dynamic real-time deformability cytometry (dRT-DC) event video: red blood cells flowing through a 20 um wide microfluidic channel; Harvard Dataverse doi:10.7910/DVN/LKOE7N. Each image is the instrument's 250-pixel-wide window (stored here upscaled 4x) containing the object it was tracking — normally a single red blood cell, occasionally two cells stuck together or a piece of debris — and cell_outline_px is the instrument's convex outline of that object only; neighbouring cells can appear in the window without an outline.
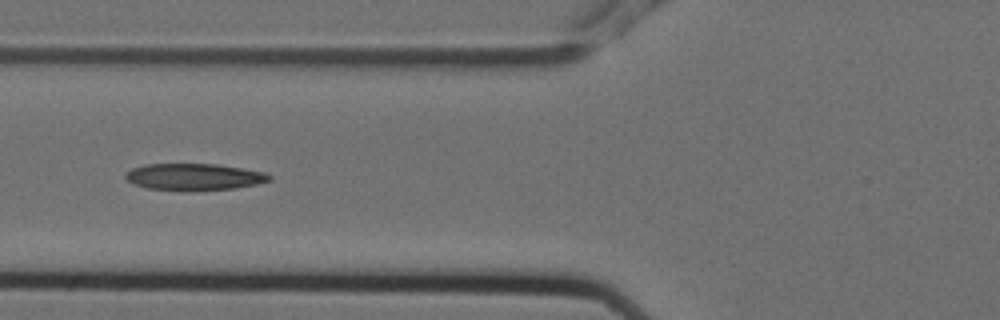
{"species": "Egyptian fruit bat (a non-hibernating species)", "species_latin": "Rousettus aegyptiacus", "temperature_condition": "cold", "stored_images_in_passage": 11, "camera_frame_rate_fps": 3000, "um_per_image_px": 0.085, "animal": {"sex": "female"}, "frame": {"image": 1, "passage_image": 7, "time_ms": 2.0, "image_size_px": [1000, 320], "cell_outline_px": [[272, 180], [256, 184], [232, 188], [184, 192], [148, 188], [132, 184], [124, 176], [132, 168], [144, 164], [216, 164], [244, 168], [264, 172], [272, 176]], "centroid_in_image_um": [16.49, 15.04], "position_along_channel_um": 109.3, "area_um2": 22.66}}
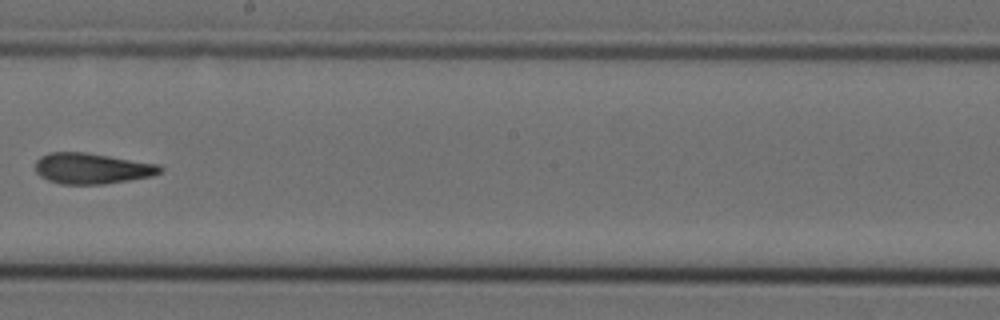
{"frame": {"image": 2, "passage_image": 10, "time_ms": 3.0, "image_size_px": [1000, 320], "cell_outline_px": [[164, 168], [160, 172], [152, 176], [104, 184], [60, 184], [48, 180], [40, 176], [36, 172], [36, 160], [40, 156], [48, 152], [84, 152], [160, 164]], "centroid_in_image_um": [7.8, 14.31], "position_along_channel_um": 240.4, "area_um2": 22.43}}
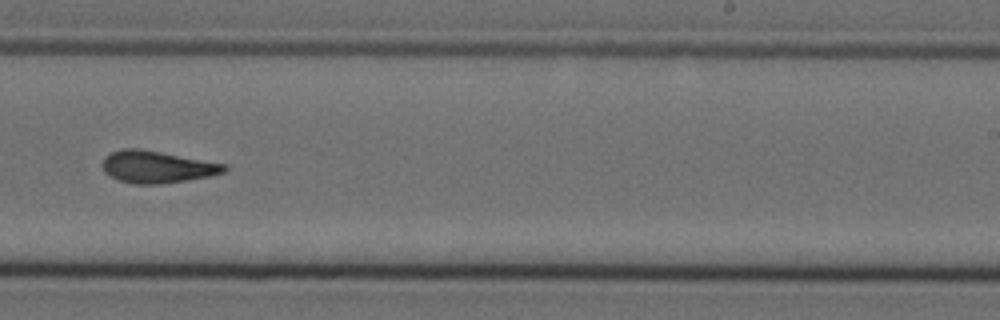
{"frame": {"image": 3, "passage_image": 11, "time_ms": 3.333, "image_size_px": [1000, 320], "cell_outline_px": [[228, 168], [224, 172], [208, 176], [160, 184], [132, 184], [116, 180], [104, 172], [104, 156], [108, 152], [124, 148], [140, 148], [224, 164]], "centroid_in_image_um": [13.27, 14.18], "position_along_channel_um": 275.7, "area_um2": 22.6}}